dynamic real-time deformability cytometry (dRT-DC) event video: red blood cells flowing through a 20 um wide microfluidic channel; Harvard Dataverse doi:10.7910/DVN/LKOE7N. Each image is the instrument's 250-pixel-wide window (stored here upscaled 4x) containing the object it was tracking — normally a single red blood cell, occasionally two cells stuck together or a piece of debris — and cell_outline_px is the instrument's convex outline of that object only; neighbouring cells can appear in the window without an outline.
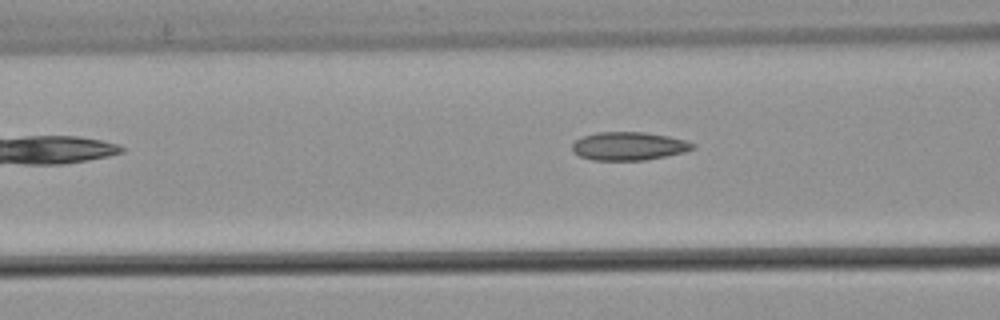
{"species": "common noctule bat (a hibernating species)", "species_latin": "Nyctalus noctula", "temperature_condition": "warm", "stored_images_in_passage": 5, "camera_frame_rate_fps": 3000, "um_per_image_px": 0.085, "animal": {"sex": "male", "body_mass_g": 21.5, "forearm_length_mm": 52.0}, "frame": {"image": 1, "passage_image": 5, "time_ms": 1.333, "image_size_px": [1000, 320], "cell_outline_px": [[696, 148], [684, 152], [644, 160], [592, 160], [580, 156], [572, 152], [572, 144], [580, 136], [596, 132], [644, 132], [668, 136], [688, 140], [696, 144]], "centroid_in_image_um": [53.44, 12.41], "position_along_channel_um": 113.2, "area_um2": 20.06}}